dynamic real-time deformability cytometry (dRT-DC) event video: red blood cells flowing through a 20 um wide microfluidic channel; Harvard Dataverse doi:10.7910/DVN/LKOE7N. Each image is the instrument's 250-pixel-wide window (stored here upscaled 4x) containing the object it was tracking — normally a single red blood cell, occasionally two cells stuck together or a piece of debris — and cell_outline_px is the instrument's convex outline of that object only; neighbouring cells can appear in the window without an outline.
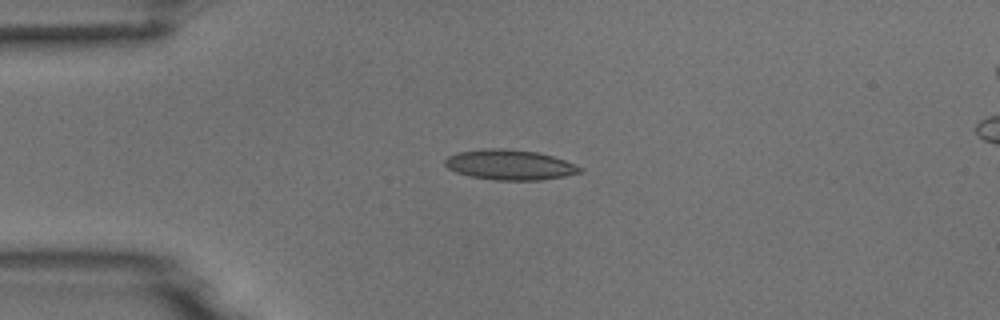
{"species": "common noctule bat (a hibernating species)", "species_latin": "Nyctalus noctula", "temperature_condition": "room temperature", "stored_images_in_passage": 10, "camera_frame_rate_fps": 3000, "um_per_image_px": 0.085, "animal": {"sex": "male", "body_mass_g": 18.8}, "frame": {"image": 1, "passage_image": 4, "time_ms": 3.333, "image_size_px": [1000, 320], "cell_outline_px": [[584, 168], [580, 172], [564, 176], [540, 180], [496, 180], [468, 176], [456, 172], [448, 168], [444, 164], [444, 160], [448, 156], [460, 152], [488, 148], [500, 148], [536, 152], [552, 156], [564, 160]], "centroid_in_image_um": [43.31, 14.01], "position_along_channel_um": 41.7, "area_um2": 23.52}}
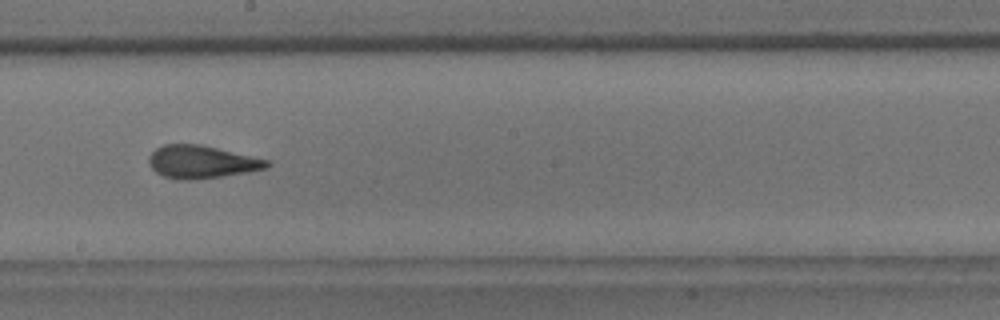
{"frame": {"image": 2, "passage_image": 9, "time_ms": 9.0, "image_size_px": [1000, 320], "cell_outline_px": [[272, 164], [268, 168], [248, 172], [224, 176], [188, 180], [180, 180], [164, 176], [156, 172], [148, 164], [148, 156], [156, 148], [164, 144], [200, 144], [272, 160]], "centroid_in_image_um": [17.17, 13.76], "position_along_channel_um": 231.0, "area_um2": 22.83}}
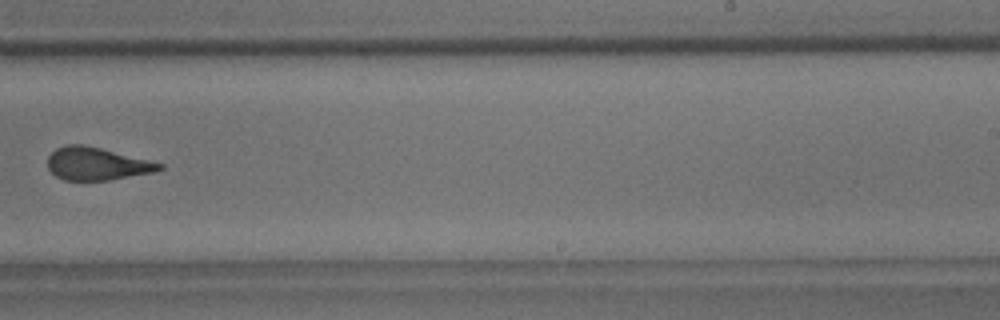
{"frame": {"image": 3, "passage_image": 10, "time_ms": 10.333, "image_size_px": [1000, 320], "cell_outline_px": [[164, 168], [152, 172], [108, 180], [64, 180], [56, 176], [48, 168], [48, 156], [56, 148], [68, 144], [84, 144], [164, 164]], "centroid_in_image_um": [8.19, 13.91], "position_along_channel_um": 280.8, "area_um2": 21.04}}